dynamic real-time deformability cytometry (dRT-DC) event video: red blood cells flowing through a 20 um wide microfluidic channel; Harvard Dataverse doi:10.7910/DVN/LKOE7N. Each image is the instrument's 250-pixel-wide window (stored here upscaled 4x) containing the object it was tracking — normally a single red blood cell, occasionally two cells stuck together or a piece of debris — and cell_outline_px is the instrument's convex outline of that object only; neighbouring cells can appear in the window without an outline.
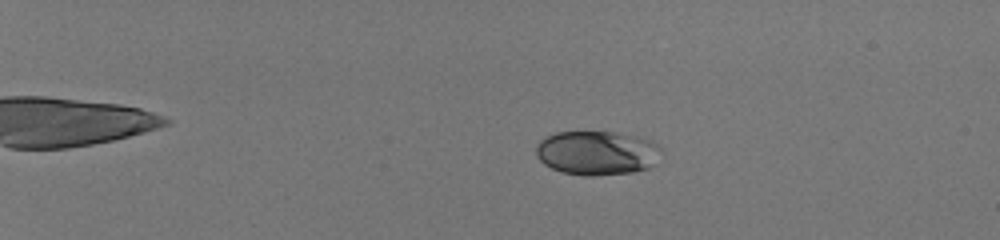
{"species": "human", "species_latin": "Homo sapiens", "temperature_condition": "room temperature", "stored_images_in_passage": 56, "camera_frame_rate_fps": 3000, "um_per_image_px": 0.085, "donor": {"sex": "male"}, "frame": {"image": 1, "passage_image": 14, "time_ms": 4.333, "image_size_px": [1000, 240], "cell_outline_px": [[660, 148], [656, 164], [648, 168], [632, 172], [596, 176], [584, 176], [560, 172], [544, 164], [536, 156], [536, 144], [540, 140], [556, 132], [612, 132], [632, 136], [648, 140], [656, 144]], "centroid_in_image_um": [50.7, 13.02], "position_along_channel_um": 34.3, "area_um2": 32.14}}
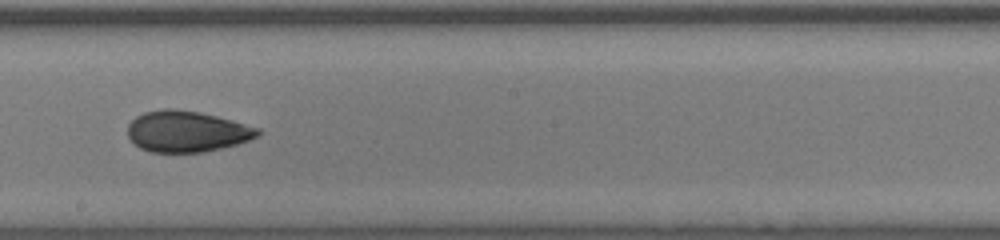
{"frame": {"image": 2, "passage_image": 38, "time_ms": 12.333, "image_size_px": [1000, 240], "cell_outline_px": [[260, 136], [236, 144], [220, 148], [200, 152], [152, 152], [140, 148], [128, 136], [128, 124], [136, 116], [144, 112], [164, 108], [172, 108], [200, 112], [232, 120], [260, 128]], "centroid_in_image_um": [15.87, 11.16], "position_along_channel_um": 232.3, "area_um2": 31.04}}
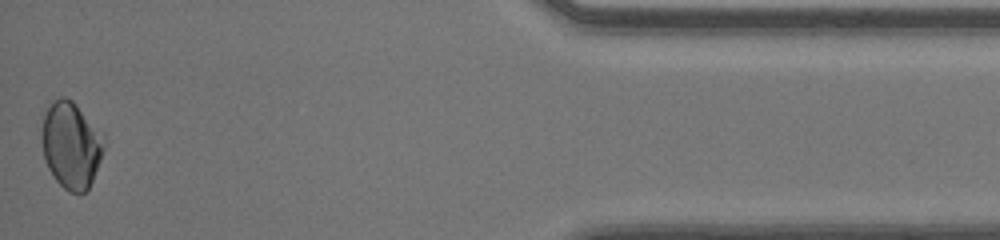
{"frame": {"image": 3, "passage_image": 56, "time_ms": 18.333, "image_size_px": [1000, 240], "cell_outline_px": [[104, 152], [92, 180], [88, 188], [80, 196], [68, 192], [52, 176], [44, 160], [40, 136], [44, 112], [52, 100], [60, 96], [64, 96], [72, 100], [104, 132]], "centroid_in_image_um": [6.04, 12.32], "position_along_channel_um": 429.2, "area_um2": 32.25}, "authors_computed_cell_mechanics": {"area_um2": 31.6166, "velocity_mm_per_s": 4.1265, "shape_relaxation_time_tau1_ms": 7.6045, "shape_relaxation_time_tau2_ms": 1.4752, "deformation_change_tau1": 0.1516, "deformation_change_tau2": 0.0454}}